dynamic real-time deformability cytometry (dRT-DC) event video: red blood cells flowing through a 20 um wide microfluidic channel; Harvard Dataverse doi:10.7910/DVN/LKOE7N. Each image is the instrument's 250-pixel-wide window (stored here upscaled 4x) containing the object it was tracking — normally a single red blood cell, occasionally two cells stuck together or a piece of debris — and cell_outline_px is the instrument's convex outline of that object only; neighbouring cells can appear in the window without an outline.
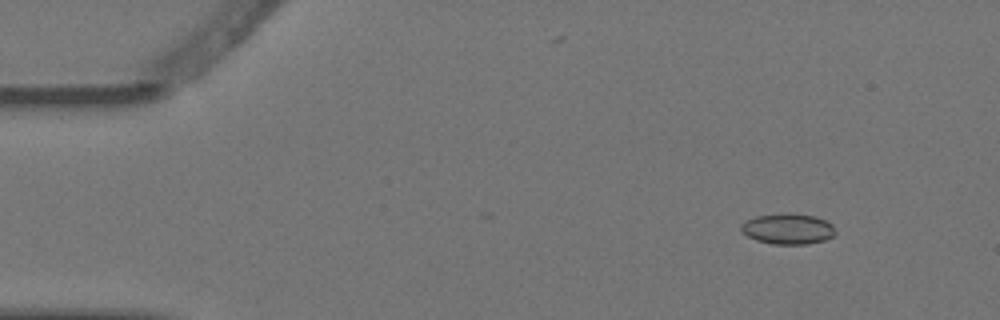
{"species": "Egyptian fruit bat (a non-hibernating species)", "species_latin": "Rousettus aegyptiacus", "temperature_condition": "warm", "stored_images_in_passage": 6, "camera_frame_rate_fps": 3000, "um_per_image_px": 0.085, "animal": {"sex": "female"}, "frame": {"image": 1, "passage_image": 2, "time_ms": 0.333, "image_size_px": [1000, 320], "cell_outline_px": [[836, 232], [832, 236], [824, 240], [808, 244], [772, 244], [756, 240], [740, 232], [740, 224], [744, 220], [756, 216], [788, 212], [792, 212], [816, 216], [832, 224]], "centroid_in_image_um": [66.93, 19.43], "position_along_channel_um": 18.1, "area_um2": 17.17}}
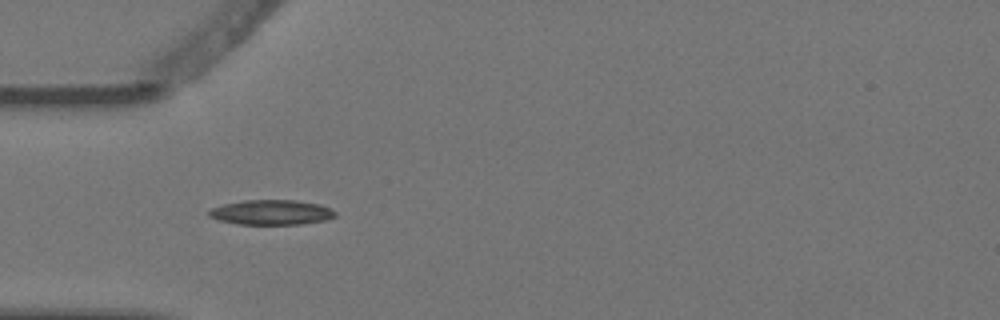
{"frame": {"image": 2, "passage_image": 5, "time_ms": 1.333, "image_size_px": [1000, 320], "cell_outline_px": [[336, 216], [328, 220], [300, 224], [236, 224], [220, 220], [208, 216], [208, 212], [212, 208], [224, 204], [244, 200], [296, 200], [320, 204], [336, 212]], "centroid_in_image_um": [23.09, 18.05], "position_along_channel_um": 61.9, "area_um2": 18.32}}
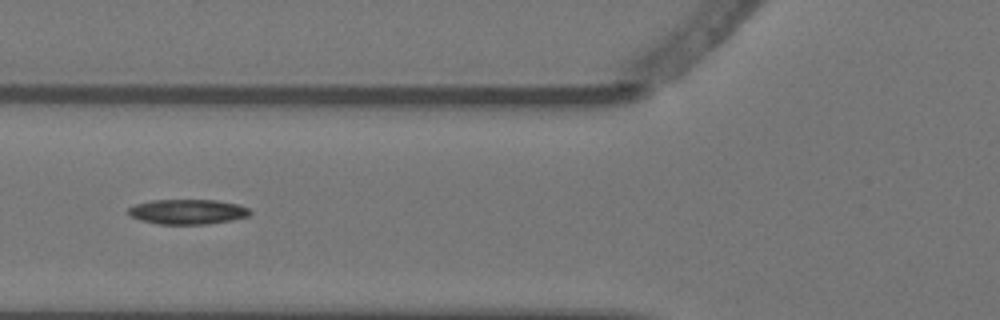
{"frame": {"image": 3, "passage_image": 6, "time_ms": 1.667, "image_size_px": [1000, 320], "cell_outline_px": [[252, 212], [248, 216], [232, 220], [208, 224], [160, 224], [140, 220], [124, 212], [128, 208], [136, 204], [152, 200], [216, 200], [240, 204], [248, 208]], "centroid_in_image_um": [15.95, 17.99], "position_along_channel_um": 109.9, "area_um2": 17.8}}